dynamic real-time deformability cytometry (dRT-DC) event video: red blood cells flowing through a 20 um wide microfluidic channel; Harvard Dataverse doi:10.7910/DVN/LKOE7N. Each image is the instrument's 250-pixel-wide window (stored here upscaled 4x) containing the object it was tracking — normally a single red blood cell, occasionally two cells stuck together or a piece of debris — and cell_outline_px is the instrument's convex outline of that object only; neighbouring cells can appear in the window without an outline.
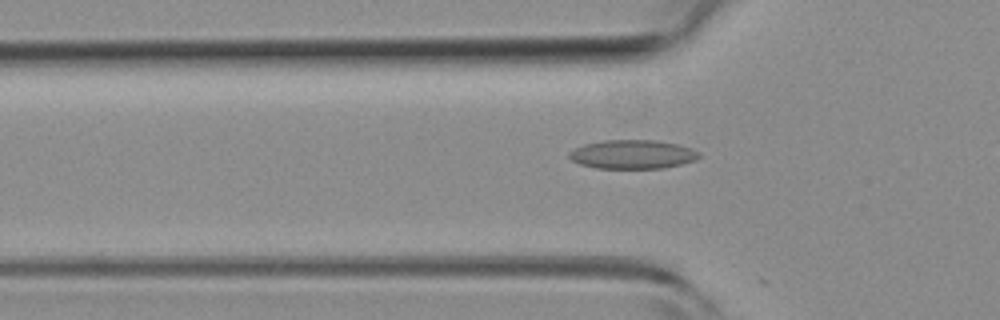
{"species": "common noctule bat (a hibernating species)", "species_latin": "Nyctalus noctula", "temperature_condition": "room temperature", "stored_images_in_passage": 38, "camera_frame_rate_fps": 3000, "um_per_image_px": 0.085, "animal": {"sex": "female", "body_mass_g": 19.3, "forearm_length_mm": 54.1}, "frame": {"image": 1, "passage_image": 13, "time_ms": 4.0, "image_size_px": [1000, 320], "cell_outline_px": [[700, 156], [696, 160], [664, 168], [596, 168], [580, 164], [572, 160], [568, 156], [568, 152], [572, 148], [584, 144], [604, 140], [656, 140], [676, 144], [692, 148], [700, 152]], "centroid_in_image_um": [53.75, 13.11], "position_along_channel_um": 72.1, "area_um2": 21.96}}
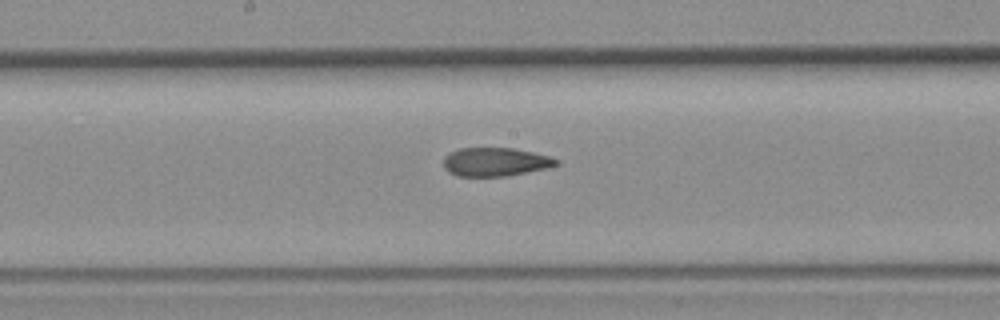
{"frame": {"image": 2, "passage_image": 23, "time_ms": 7.333, "image_size_px": [1000, 320], "cell_outline_px": [[560, 164], [548, 168], [508, 176], [456, 176], [448, 172], [444, 168], [444, 156], [448, 152], [460, 148], [512, 148], [532, 152], [548, 156], [560, 160]], "centroid_in_image_um": [42.1, 13.76], "position_along_channel_um": 206.1, "area_um2": 18.96}}
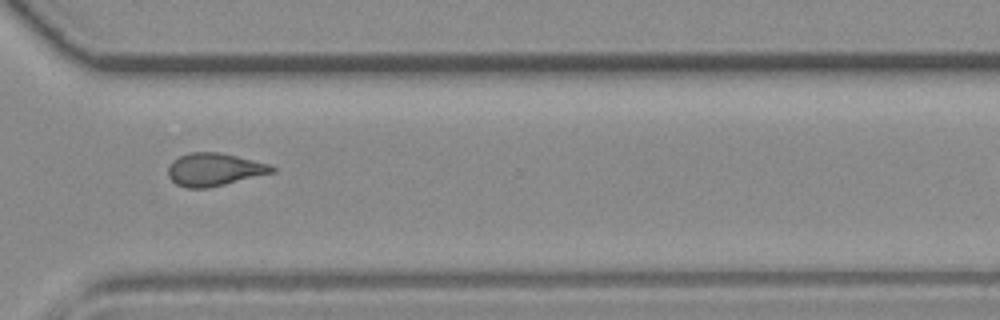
{"frame": {"image": 3, "passage_image": 34, "time_ms": 11.0, "image_size_px": [1000, 320], "cell_outline_px": [[276, 172], [208, 188], [188, 188], [176, 184], [168, 176], [168, 168], [172, 160], [188, 152], [220, 152], [268, 164], [276, 168]], "centroid_in_image_um": [18.2, 14.41], "position_along_channel_um": 352.4, "area_um2": 19.83}}